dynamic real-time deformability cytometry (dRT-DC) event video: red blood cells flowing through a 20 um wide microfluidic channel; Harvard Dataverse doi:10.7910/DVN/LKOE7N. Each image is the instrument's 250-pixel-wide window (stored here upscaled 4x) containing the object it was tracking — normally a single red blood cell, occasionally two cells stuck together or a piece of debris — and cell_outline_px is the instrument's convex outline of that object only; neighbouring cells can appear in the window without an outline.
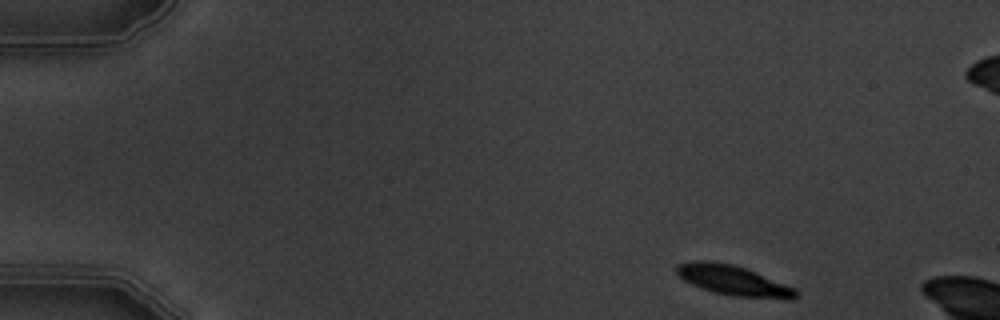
{"species": "common noctule bat (a hibernating species)", "species_latin": "Nyctalus noctula", "temperature_condition": "warm", "stored_images_in_passage": 3, "camera_frame_rate_fps": 3000, "um_per_image_px": 0.085, "animal": {"sex": "male", "body_mass_g": 19.5, "forearm_length_mm": 54.6}, "frame": {"image": 1, "passage_image": 1, "time_ms": 0.0, "image_size_px": [1000, 320], "cell_outline_px": [[800, 292], [792, 300], [788, 300], [732, 296], [700, 288], [684, 280], [676, 272], [676, 264], [692, 260], [708, 260], [732, 264], [756, 272], [796, 288]], "centroid_in_image_um": [62.36, 23.84], "position_along_channel_um": 22.6, "area_um2": 21.1}}